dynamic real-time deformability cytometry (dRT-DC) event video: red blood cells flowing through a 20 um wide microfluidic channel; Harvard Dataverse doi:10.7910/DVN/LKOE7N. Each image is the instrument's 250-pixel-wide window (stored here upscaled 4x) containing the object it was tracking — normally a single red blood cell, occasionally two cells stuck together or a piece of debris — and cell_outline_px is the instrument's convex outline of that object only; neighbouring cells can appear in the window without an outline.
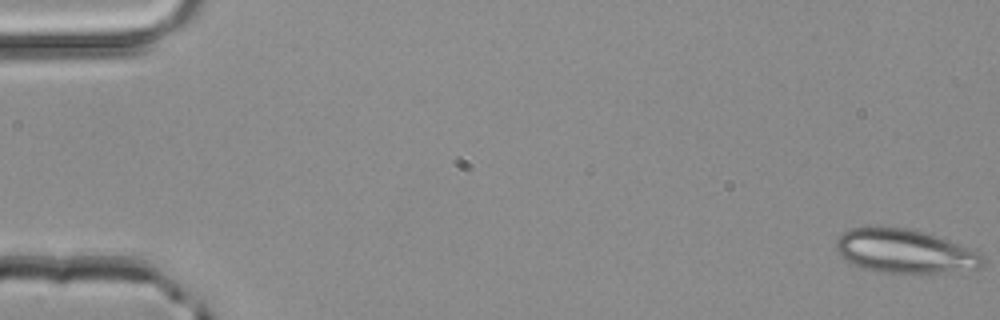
{"species": "common noctule bat (a hibernating species)", "species_latin": "Nyctalus noctula", "temperature_condition": "room temperature", "stored_images_in_passage": 46, "camera_frame_rate_fps": 3000, "um_per_image_px": 0.085, "animal": {"sex": "male", "body_mass_g": 20.4}, "frame": {"image": 1, "passage_image": 1, "time_ms": 0.0, "image_size_px": [1000, 320], "cell_outline_px": [[984, 264], [980, 268], [940, 272], [876, 272], [864, 268], [840, 256], [836, 252], [836, 240], [844, 232], [852, 228], [864, 224], [876, 224], [912, 228], [948, 240], [980, 252], [984, 256]], "centroid_in_image_um": [76.86, 21.29], "position_along_channel_um": 8.1, "area_um2": 37.86}}
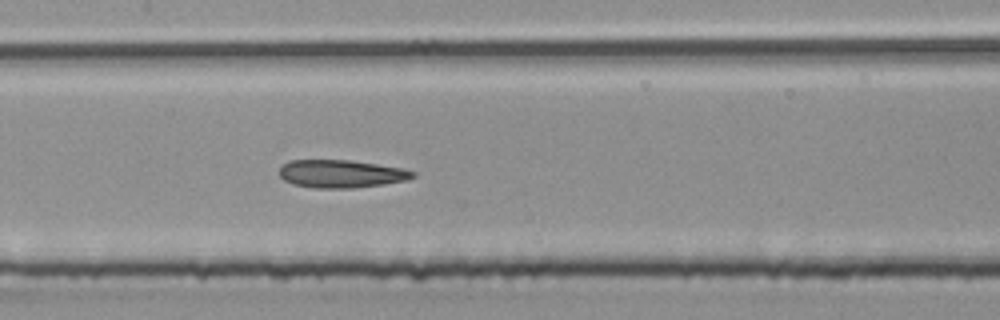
{"frame": {"image": 2, "passage_image": 25, "time_ms": 8.0, "image_size_px": [1000, 320], "cell_outline_px": [[416, 176], [408, 180], [384, 184], [356, 188], [312, 188], [292, 184], [284, 180], [280, 176], [280, 168], [284, 164], [292, 160], [348, 160], [376, 164], [400, 168], [416, 172]], "centroid_in_image_um": [29.0, 14.78], "position_along_channel_um": 178.4, "area_um2": 21.68}}
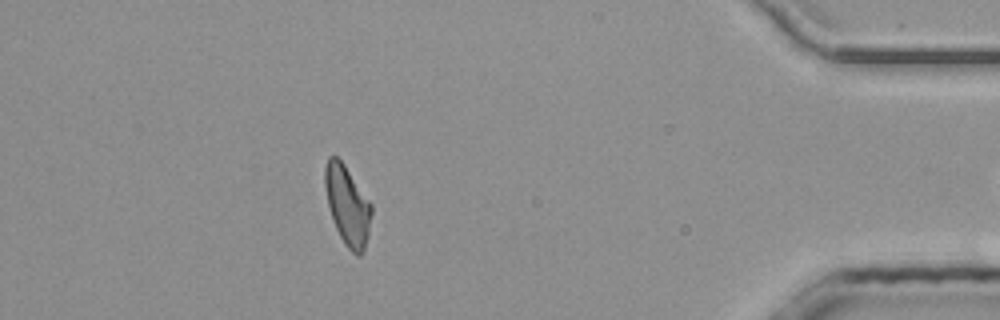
{"frame": {"image": 3, "passage_image": 45, "time_ms": 14.667, "image_size_px": [1000, 320], "cell_outline_px": [[372, 212], [368, 236], [364, 252], [360, 256], [356, 256], [344, 244], [336, 228], [328, 204], [324, 184], [324, 168], [328, 156], [336, 156], [344, 164], [372, 204]], "centroid_in_image_um": [29.54, 17.47], "position_along_channel_um": 405.7, "area_um2": 21.5}}